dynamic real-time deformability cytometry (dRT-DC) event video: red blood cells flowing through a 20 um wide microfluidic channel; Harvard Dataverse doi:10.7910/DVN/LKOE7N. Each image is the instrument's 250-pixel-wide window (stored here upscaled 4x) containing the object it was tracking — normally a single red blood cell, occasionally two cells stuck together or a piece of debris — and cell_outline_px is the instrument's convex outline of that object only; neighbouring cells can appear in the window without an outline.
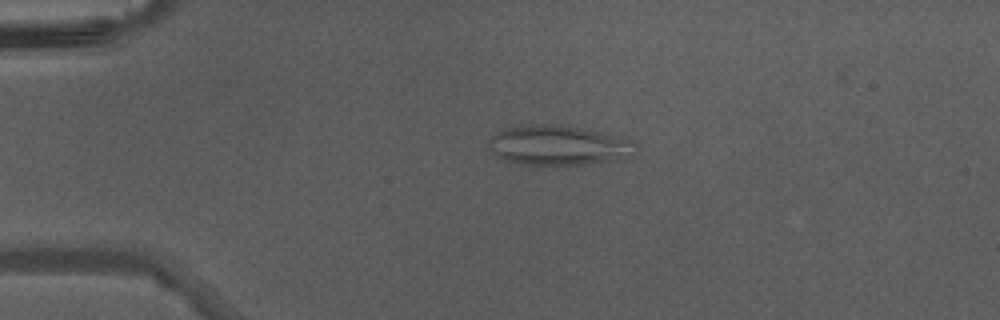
{"species": "Egyptian fruit bat (a non-hibernating species)", "species_latin": "Rousettus aegyptiacus", "temperature_condition": "warm", "stored_images_in_passage": 45, "camera_frame_rate_fps": 3000, "um_per_image_px": 0.085, "animal": {"sex": "male"}, "frame": {"image": 1, "passage_image": 10, "time_ms": 3.0, "image_size_px": [1000, 320], "cell_outline_px": [[636, 152], [620, 160], [584, 164], [516, 164], [504, 160], [496, 156], [488, 148], [488, 136], [504, 128], [516, 124], [552, 124], [580, 128], [628, 136], [636, 140]], "centroid_in_image_um": [47.47, 12.33], "position_along_channel_um": 37.5, "area_um2": 35.03}}
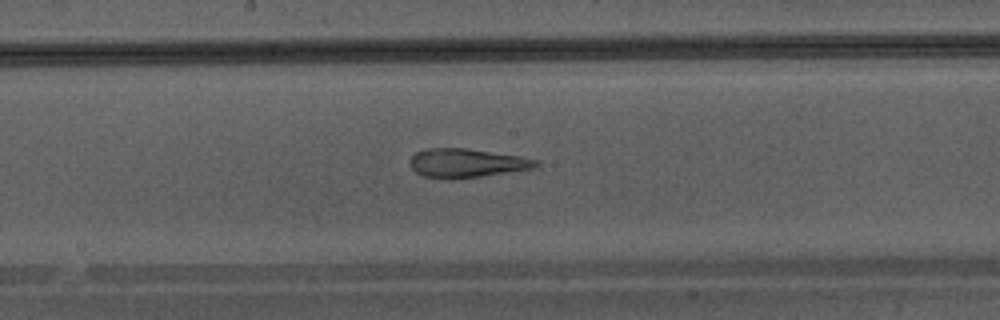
{"frame": {"image": 2, "passage_image": 24, "time_ms": 7.667, "image_size_px": [1000, 320], "cell_outline_px": [[540, 164], [532, 168], [480, 176], [452, 180], [448, 180], [424, 176], [416, 172], [412, 168], [408, 160], [416, 152], [428, 148], [464, 148], [520, 156], [540, 160]], "centroid_in_image_um": [39.63, 13.86], "position_along_channel_um": 208.6, "area_um2": 21.15}}
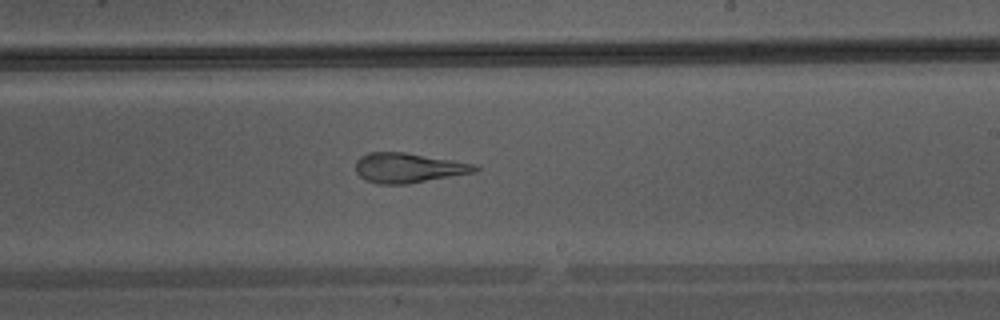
{"frame": {"image": 3, "passage_image": 27, "time_ms": 8.667, "image_size_px": [1000, 320], "cell_outline_px": [[480, 168], [476, 172], [408, 184], [376, 184], [364, 180], [356, 172], [356, 160], [360, 156], [368, 152], [404, 152], [476, 164]], "centroid_in_image_um": [34.69, 14.27], "position_along_channel_um": 254.3, "area_um2": 20.87}}